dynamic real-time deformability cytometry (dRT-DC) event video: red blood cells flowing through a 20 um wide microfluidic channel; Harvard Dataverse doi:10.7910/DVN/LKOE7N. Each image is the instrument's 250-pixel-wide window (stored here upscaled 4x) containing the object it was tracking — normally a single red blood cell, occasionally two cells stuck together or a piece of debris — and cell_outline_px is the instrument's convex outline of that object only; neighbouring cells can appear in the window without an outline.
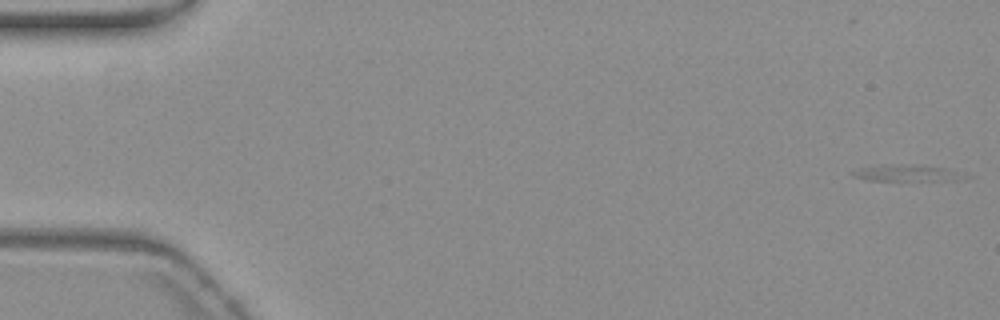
{"species": "common noctule bat (a hibernating species)", "species_latin": "Nyctalus noctula", "temperature_condition": "warm", "stored_images_in_passage": 17, "camera_frame_rate_fps": 3000, "um_per_image_px": 0.085, "animal": {"sex": "female", "body_mass_g": 19.3, "forearm_length_mm": 54.1}, "frame": {"image": 1, "passage_image": 1, "time_ms": 0.0, "image_size_px": [1000, 320], "cell_outline_px": [[972, 176], [964, 180], [868, 180], [852, 176], [848, 172], [860, 168], [884, 164], [944, 168]], "centroid_in_image_um": [77.08, 14.73], "position_along_channel_um": 7.9, "area_um2": 10.46}}
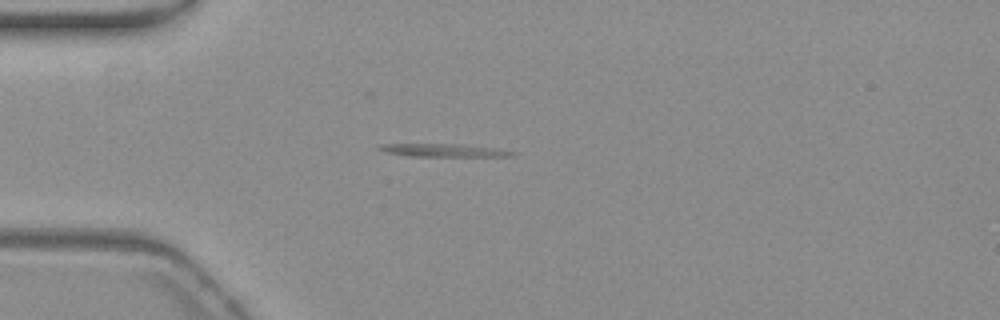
{"frame": {"image": 2, "passage_image": 15, "time_ms": 4.667, "image_size_px": [1000, 320], "cell_outline_px": [[520, 152], [516, 156], [404, 156], [388, 152], [376, 148], [380, 144], [460, 144], [496, 148]], "centroid_in_image_um": [37.78, 12.77], "position_along_channel_um": 47.2, "area_um2": 10.06}}